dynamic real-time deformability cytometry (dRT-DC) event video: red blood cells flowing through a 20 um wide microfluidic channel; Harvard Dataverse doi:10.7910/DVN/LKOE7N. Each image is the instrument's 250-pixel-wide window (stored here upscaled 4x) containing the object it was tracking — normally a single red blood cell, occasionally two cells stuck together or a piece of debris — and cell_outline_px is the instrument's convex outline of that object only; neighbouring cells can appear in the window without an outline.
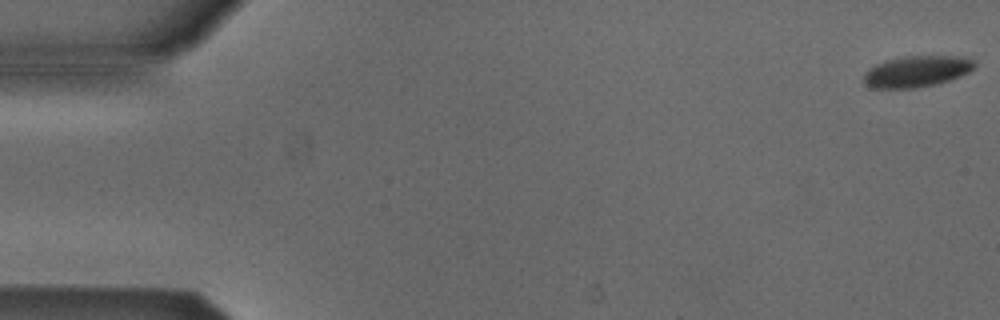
{"species": "Egyptian fruit bat (a non-hibernating species)", "species_latin": "Rousettus aegyptiacus", "temperature_condition": "cold", "stored_images_in_passage": 53, "camera_frame_rate_fps": 3000, "um_per_image_px": 0.085, "animal": {"sex": "male"}, "frame": {"image": 1, "passage_image": 1, "time_ms": 0.0, "image_size_px": [1000, 320], "cell_outline_px": [[976, 64], [968, 72], [960, 76], [936, 84], [916, 88], [872, 88], [864, 84], [864, 72], [868, 68], [884, 60], [904, 56], [968, 56], [976, 60]], "centroid_in_image_um": [77.92, 6.05], "position_along_channel_um": 7.1, "area_um2": 20.4}}
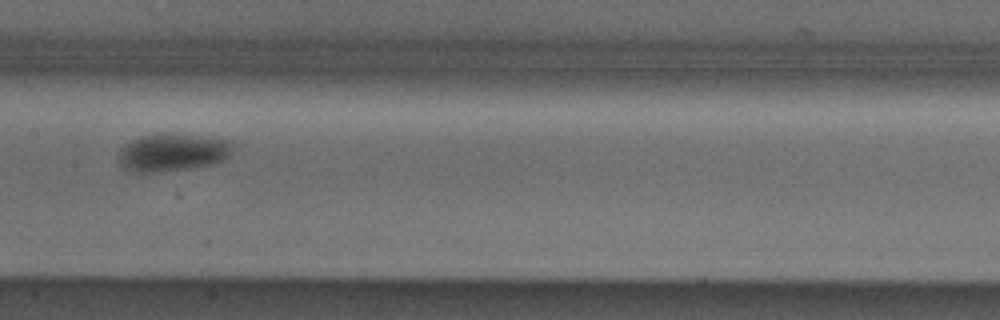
{"frame": {"image": 2, "passage_image": 27, "time_ms": 8.667, "image_size_px": [1000, 320], "cell_outline_px": [[232, 152], [224, 160], [212, 164], [188, 168], [160, 172], [136, 172], [124, 168], [120, 164], [120, 148], [132, 140], [144, 136], [200, 136], [232, 140]], "centroid_in_image_um": [14.7, 12.99], "position_along_channel_um": 192.7, "area_um2": 24.22}}
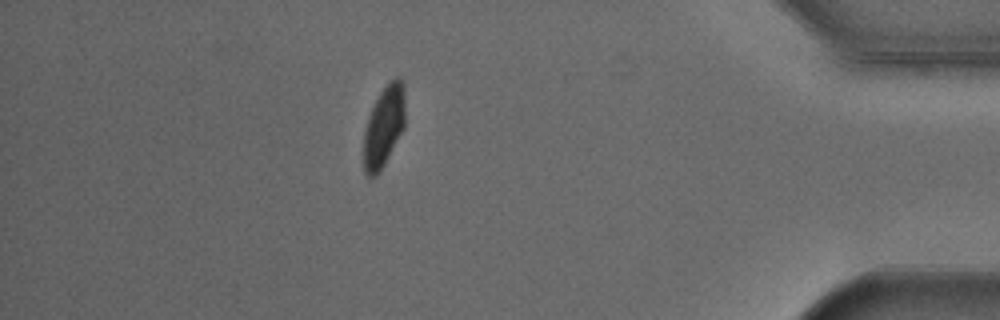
{"frame": {"image": 3, "passage_image": 47, "time_ms": 15.333, "image_size_px": [1000, 320], "cell_outline_px": [[404, 128], [380, 172], [376, 176], [368, 176], [364, 172], [364, 132], [368, 116], [380, 92], [388, 80], [396, 76], [400, 76], [404, 84]], "centroid_in_image_um": [32.64, 10.71], "position_along_channel_um": 402.6, "area_um2": 19.65}}